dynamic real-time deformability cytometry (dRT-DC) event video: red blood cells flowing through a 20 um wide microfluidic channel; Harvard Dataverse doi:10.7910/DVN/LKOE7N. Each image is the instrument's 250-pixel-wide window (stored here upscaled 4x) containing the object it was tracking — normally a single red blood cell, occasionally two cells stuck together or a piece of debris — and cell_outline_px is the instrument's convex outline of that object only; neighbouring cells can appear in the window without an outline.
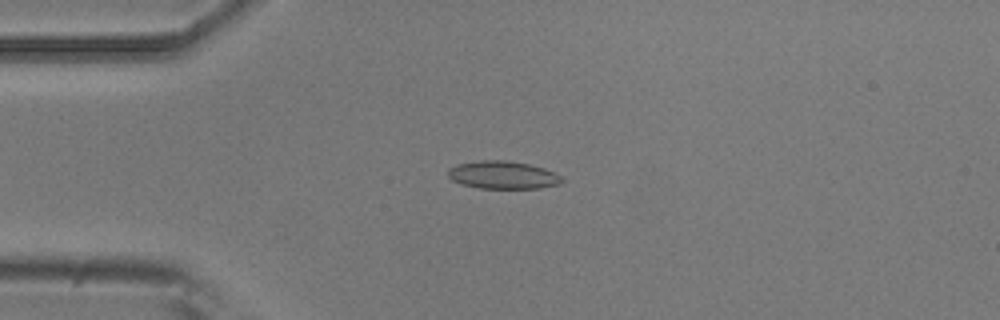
{"species": "common noctule bat (a hibernating species)", "species_latin": "Nyctalus noctula", "temperature_condition": "room temperature", "stored_images_in_passage": 4, "camera_frame_rate_fps": 3000, "um_per_image_px": 0.085, "animal": {"sex": "male", "body_mass_g": 20.5, "forearm_length_mm": 52.5}, "frame": {"image": 1, "passage_image": 4, "time_ms": 3.667, "image_size_px": [1000, 320], "cell_outline_px": [[564, 180], [560, 184], [540, 188], [480, 188], [460, 184], [452, 180], [448, 176], [448, 168], [456, 164], [480, 160], [508, 160], [528, 164], [544, 168], [556, 172]], "centroid_in_image_um": [42.74, 14.87], "position_along_channel_um": 42.3, "area_um2": 18.61}}